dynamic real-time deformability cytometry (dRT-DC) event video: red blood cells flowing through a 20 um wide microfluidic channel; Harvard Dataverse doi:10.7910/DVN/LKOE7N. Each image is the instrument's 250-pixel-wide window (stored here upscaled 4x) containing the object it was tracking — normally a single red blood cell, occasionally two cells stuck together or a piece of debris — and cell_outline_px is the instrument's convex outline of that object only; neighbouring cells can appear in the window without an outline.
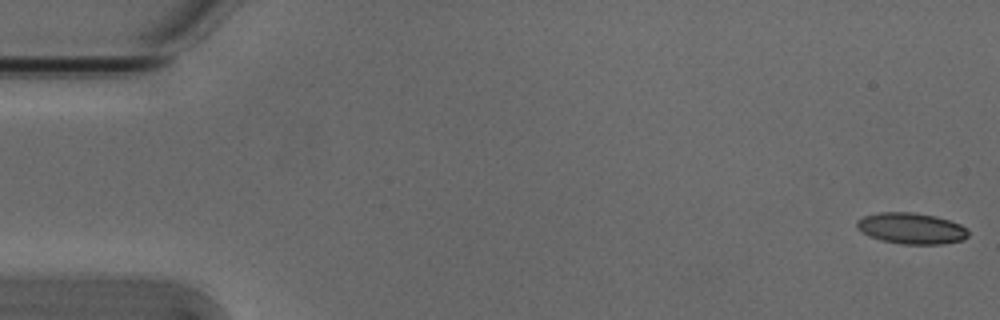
{"species": "Egyptian fruit bat (a non-hibernating species)", "species_latin": "Rousettus aegyptiacus", "temperature_condition": "cold", "stored_images_in_passage": 19, "camera_frame_rate_fps": 3000, "um_per_image_px": 0.085, "animal": {"sex": "male"}, "frame": {"image": 1, "passage_image": 1, "time_ms": 0.0, "image_size_px": [1000, 320], "cell_outline_px": [[968, 236], [964, 240], [944, 244], [904, 244], [884, 240], [872, 236], [856, 228], [856, 220], [864, 216], [880, 212], [912, 212], [936, 216], [960, 224], [968, 232]], "centroid_in_image_um": [77.48, 19.4], "position_along_channel_um": 7.5, "area_um2": 20.0}}
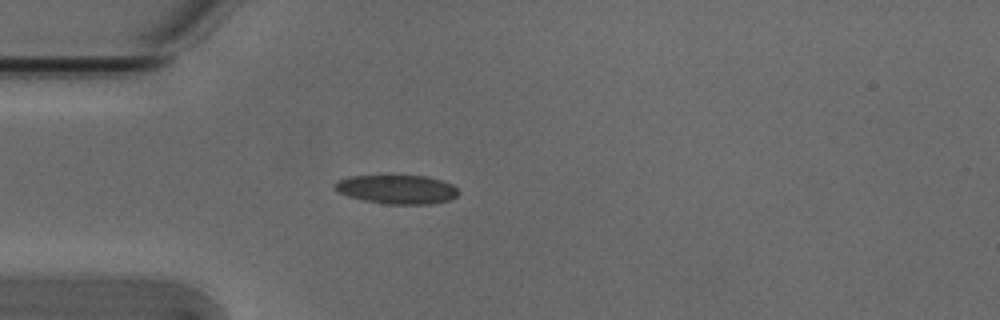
{"frame": {"image": 2, "passage_image": 15, "time_ms": 4.667, "image_size_px": [1000, 320], "cell_outline_px": [[460, 192], [456, 196], [448, 200], [428, 204], [388, 204], [364, 200], [348, 196], [336, 192], [332, 188], [332, 184], [348, 176], [428, 176], [452, 184]], "centroid_in_image_um": [33.7, 16.09], "position_along_channel_um": 51.3, "area_um2": 20.81}}